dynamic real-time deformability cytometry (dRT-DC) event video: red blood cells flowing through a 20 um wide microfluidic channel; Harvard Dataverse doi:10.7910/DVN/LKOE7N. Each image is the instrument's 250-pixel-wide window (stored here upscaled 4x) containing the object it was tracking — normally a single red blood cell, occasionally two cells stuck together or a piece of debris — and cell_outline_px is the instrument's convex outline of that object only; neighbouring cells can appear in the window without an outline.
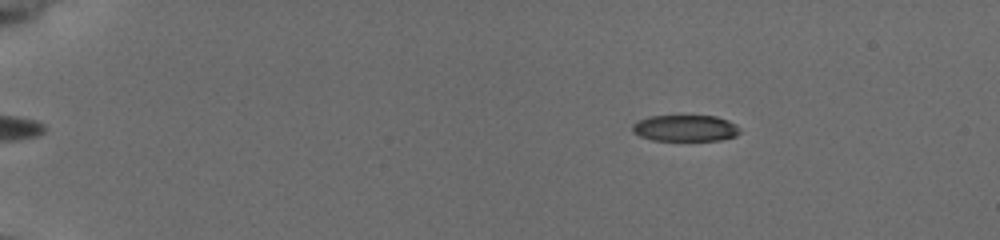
{"species": "common noctule bat (a hibernating species)", "species_latin": "Nyctalus noctula", "temperature_condition": "cold", "stored_images_in_passage": 57, "camera_frame_rate_fps": 3000, "um_per_image_px": 0.085, "animal": {"sex": "female", "body_mass_g": 19.5, "forearm_length_mm": 54.1}, "frame": {"image": 1, "passage_image": 10, "time_ms": 3.0, "image_size_px": [1000, 240], "cell_outline_px": [[740, 132], [736, 136], [720, 140], [652, 140], [640, 136], [632, 132], [632, 124], [636, 120], [648, 116], [716, 116], [728, 120], [736, 124]], "centroid_in_image_um": [58.22, 10.89], "position_along_channel_um": 26.8, "area_um2": 16.59}}
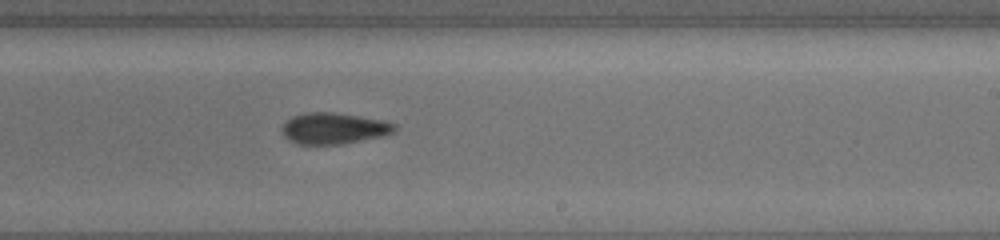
{"frame": {"image": 2, "passage_image": 37, "time_ms": 12.0, "image_size_px": [1000, 240], "cell_outline_px": [[396, 128], [392, 132], [384, 136], [340, 144], [296, 144], [288, 140], [284, 136], [280, 128], [292, 116], [304, 112], [332, 112], [360, 116], [384, 120], [396, 124]], "centroid_in_image_um": [28.35, 10.91], "position_along_channel_um": 260.6, "area_um2": 20.58}}
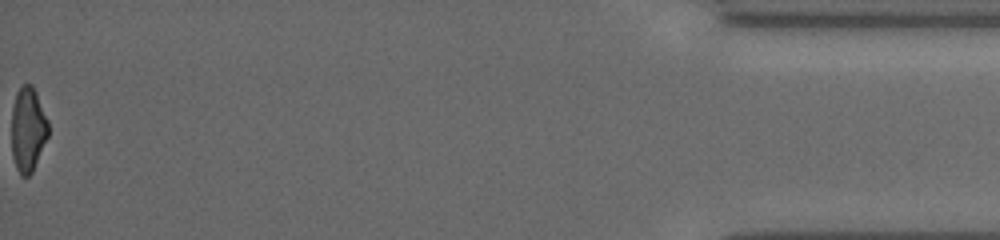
{"frame": {"image": 3, "passage_image": 57, "time_ms": 18.667, "image_size_px": [1000, 240], "cell_outline_px": [[48, 136], [32, 172], [28, 176], [20, 176], [16, 168], [12, 156], [12, 108], [16, 92], [24, 84], [32, 84], [36, 92], [48, 120]], "centroid_in_image_um": [2.37, 11.0], "position_along_channel_um": 432.8, "area_um2": 18.09}, "authors_computed_cell_mechanics": {"area_um2": 19.3052, "velocity_mm_per_s": 3.79, "shape_relaxation_time_tau1_ms": 5.4674, "shape_relaxation_time_tau2_ms": 8.1649, "deformation_change_tau1": 0.15, "deformation_change_tau2": 0.1748}}